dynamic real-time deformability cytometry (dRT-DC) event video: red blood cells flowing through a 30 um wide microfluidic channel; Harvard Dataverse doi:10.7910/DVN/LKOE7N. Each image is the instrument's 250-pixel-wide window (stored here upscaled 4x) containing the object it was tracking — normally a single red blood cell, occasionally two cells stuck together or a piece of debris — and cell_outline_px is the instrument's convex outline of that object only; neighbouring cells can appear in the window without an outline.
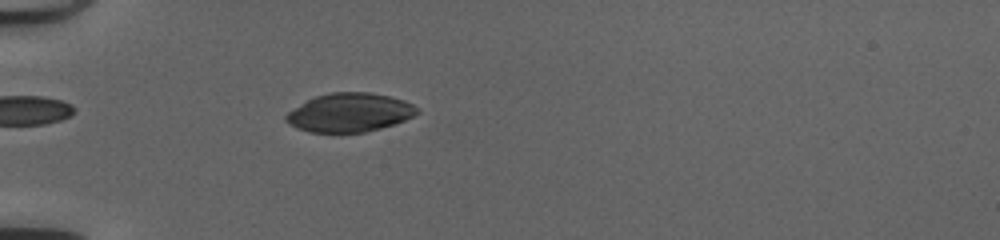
{"species": "common noctule bat (a hibernating species)", "species_latin": "Nyctalus noctula", "temperature_condition": "cold", "stored_images_in_passage": 52, "camera_frame_rate_fps": 3000, "um_per_image_px": 0.085, "animal": {"sex": "female", "body_mass_g": 20.0, "forearm_length_mm": 54.0}, "frame": {"image": 1, "passage_image": 18, "time_ms": 5.667, "image_size_px": [1000, 240], "cell_outline_px": [[420, 112], [404, 120], [380, 128], [364, 132], [308, 132], [296, 128], [288, 124], [284, 120], [284, 116], [288, 112], [308, 100], [316, 96], [332, 92], [368, 92], [388, 96], [404, 100], [420, 108]], "centroid_in_image_um": [29.7, 9.57], "position_along_channel_um": 55.3, "area_um2": 29.42}}
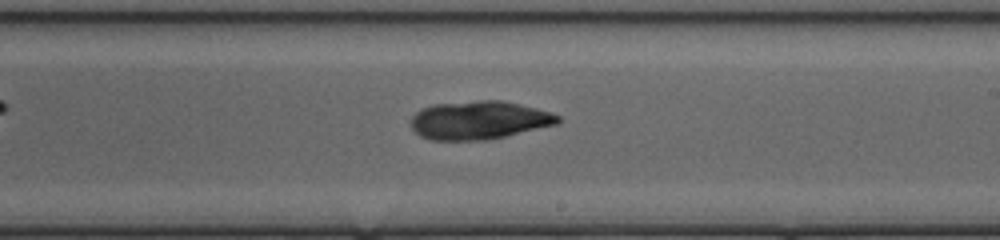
{"frame": {"image": 2, "passage_image": 33, "time_ms": 10.667, "image_size_px": [1000, 240], "cell_outline_px": [[560, 120], [556, 124], [504, 136], [480, 140], [428, 140], [420, 136], [412, 128], [412, 116], [416, 112], [424, 108], [436, 104], [480, 100], [504, 100], [552, 112], [560, 116]], "centroid_in_image_um": [40.72, 10.21], "position_along_channel_um": 248.3, "area_um2": 32.54}}
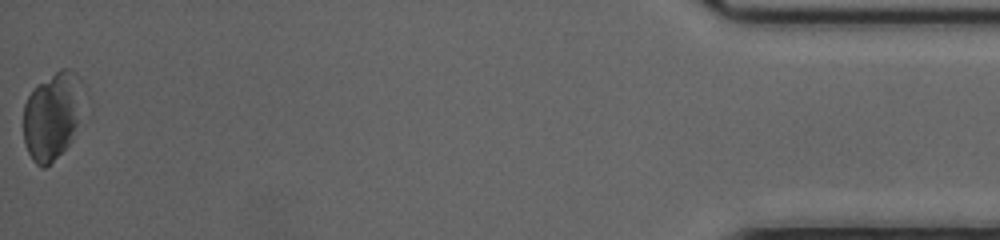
{"frame": {"image": 3, "passage_image": 52, "time_ms": 17.0, "image_size_px": [1000, 240], "cell_outline_px": [[84, 84], [76, 124], [72, 140], [44, 168], [40, 168], [32, 160], [24, 144], [24, 104], [28, 96], [40, 84], [60, 68], [68, 68], [76, 72]], "centroid_in_image_um": [4.42, 9.83], "position_along_channel_um": 430.8, "area_um2": 29.94}}